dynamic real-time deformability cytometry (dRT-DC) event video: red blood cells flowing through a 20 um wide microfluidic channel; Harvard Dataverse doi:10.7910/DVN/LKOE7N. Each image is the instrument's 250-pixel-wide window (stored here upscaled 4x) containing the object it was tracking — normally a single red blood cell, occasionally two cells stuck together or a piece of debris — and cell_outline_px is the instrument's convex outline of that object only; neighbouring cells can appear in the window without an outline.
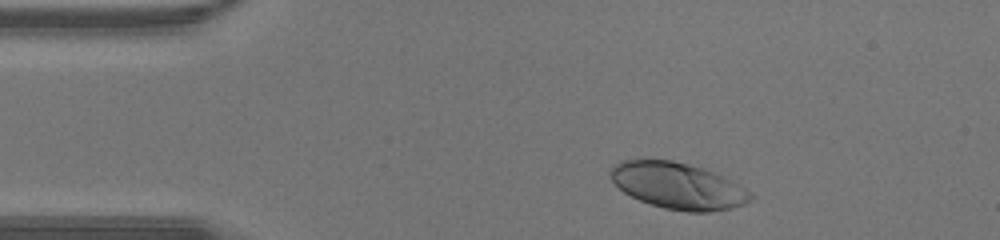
{"species": "human", "species_latin": "Homo sapiens", "temperature_condition": "warm", "stored_images_in_passage": 28, "camera_frame_rate_fps": 3000, "um_per_image_px": 0.085, "donor": {"sex": "male"}, "frame": {"image": 1, "passage_image": 1, "time_ms": 0.0, "image_size_px": [1000, 240], "cell_outline_px": [[756, 196], [752, 200], [744, 204], [732, 208], [708, 212], [688, 212], [664, 208], [640, 200], [624, 192], [612, 180], [608, 172], [620, 160], [672, 160], [688, 164], [712, 172], [736, 184]], "centroid_in_image_um": [57.61, 15.8], "position_along_channel_um": 27.4, "area_um2": 37.28}}
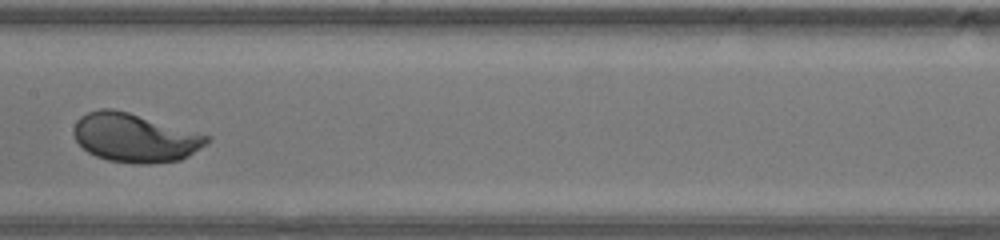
{"frame": {"image": 2, "passage_image": 15, "time_ms": 4.667, "image_size_px": [1000, 240], "cell_outline_px": [[212, 140], [188, 156], [180, 160], [148, 164], [132, 164], [108, 160], [96, 156], [88, 152], [76, 140], [72, 132], [76, 120], [80, 116], [88, 112], [100, 108], [112, 108], [128, 112], [212, 136]], "centroid_in_image_um": [11.46, 11.71], "position_along_channel_um": 195.9, "area_um2": 37.97}}
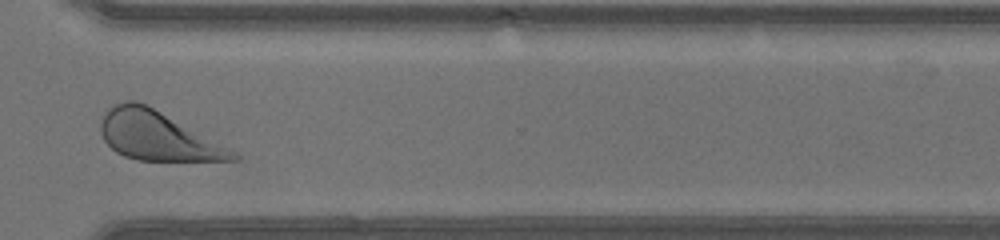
{"frame": {"image": 3, "passage_image": 25, "time_ms": 8.0, "image_size_px": [1000, 240], "cell_outline_px": [[240, 160], [136, 160], [124, 156], [116, 152], [104, 140], [100, 132], [100, 124], [108, 108], [112, 104], [128, 100], [136, 100], [232, 148], [240, 156]], "centroid_in_image_um": [13.38, 11.56], "position_along_channel_um": 357.2, "area_um2": 37.28}}